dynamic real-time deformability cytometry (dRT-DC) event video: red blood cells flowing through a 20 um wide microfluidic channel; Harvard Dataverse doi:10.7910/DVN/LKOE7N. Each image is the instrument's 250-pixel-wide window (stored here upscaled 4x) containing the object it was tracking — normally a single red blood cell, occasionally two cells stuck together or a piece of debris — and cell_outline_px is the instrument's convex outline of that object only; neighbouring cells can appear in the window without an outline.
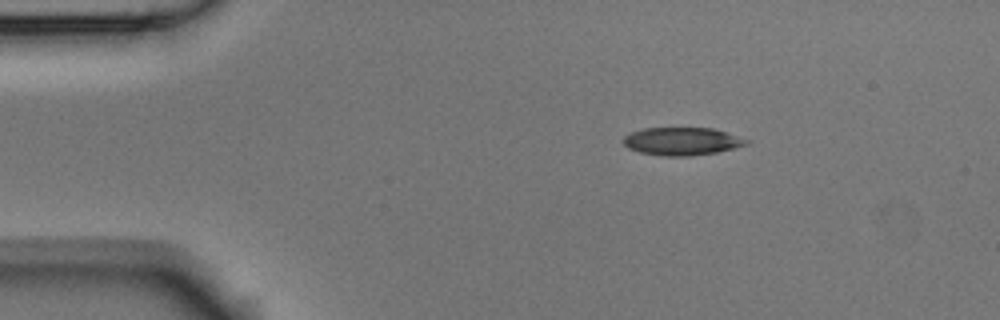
{"species": "Egyptian fruit bat (a non-hibernating species)", "species_latin": "Rousettus aegyptiacus", "temperature_condition": "room temperature", "stored_images_in_passage": 8, "camera_frame_rate_fps": 3000, "um_per_image_px": 0.085, "animal": {"sex": "male"}, "frame": {"image": 1, "passage_image": 1, "time_ms": 0.0, "image_size_px": [1000, 320], "cell_outline_px": [[752, 140], [748, 144], [716, 152], [688, 156], [660, 156], [640, 152], [628, 148], [620, 140], [624, 136], [632, 132], [644, 128], [712, 128]], "centroid_in_image_um": [57.94, 12.01], "position_along_channel_um": 27.1, "area_um2": 20.0}}
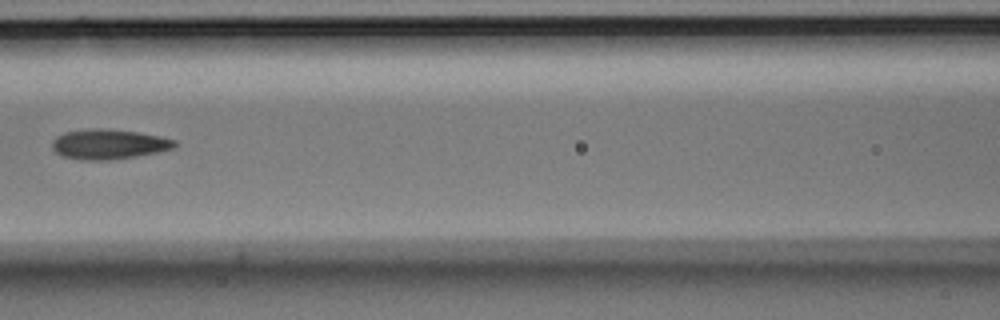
{"frame": {"image": 2, "passage_image": 5, "time_ms": 1.333, "image_size_px": [1000, 320], "cell_outline_px": [[176, 144], [172, 148], [160, 152], [136, 156], [108, 160], [80, 160], [60, 156], [52, 148], [52, 140], [56, 136], [64, 132], [88, 128], [108, 128], [136, 132], [160, 136], [176, 140]], "centroid_in_image_um": [9.2, 12.25], "position_along_channel_um": 157.4, "area_um2": 21.62}}
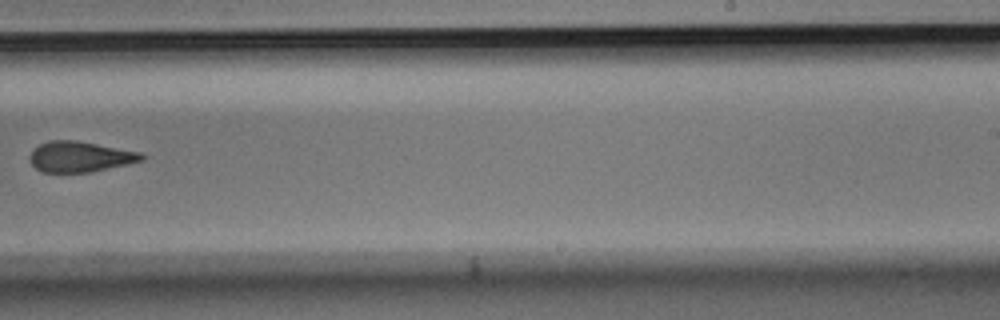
{"frame": {"image": 3, "passage_image": 8, "time_ms": 2.333, "image_size_px": [1000, 320], "cell_outline_px": [[144, 160], [128, 164], [92, 172], [44, 172], [36, 168], [32, 164], [28, 156], [40, 144], [48, 140], [76, 140], [140, 152], [144, 156]], "centroid_in_image_um": [6.8, 13.32], "position_along_channel_um": 282.2, "area_um2": 19.83}}